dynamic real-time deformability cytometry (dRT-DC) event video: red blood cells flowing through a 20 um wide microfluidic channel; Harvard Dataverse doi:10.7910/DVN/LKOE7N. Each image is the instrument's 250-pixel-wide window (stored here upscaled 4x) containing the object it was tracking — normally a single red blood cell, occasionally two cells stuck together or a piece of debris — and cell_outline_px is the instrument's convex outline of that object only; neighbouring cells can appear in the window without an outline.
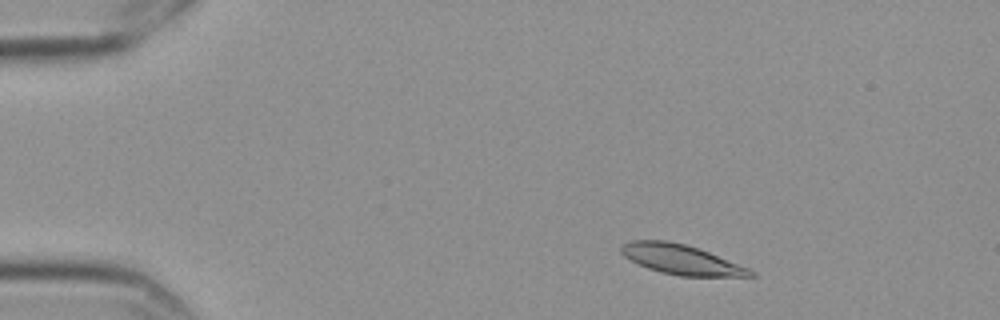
{"species": "Egyptian fruit bat (a non-hibernating species)", "species_latin": "Rousettus aegyptiacus", "temperature_condition": "cold", "stored_images_in_passage": 54, "camera_frame_rate_fps": 3000, "um_per_image_px": 0.085, "frame": {"image": 1, "passage_image": 6, "time_ms": 1.667, "image_size_px": [1000, 320], "cell_outline_px": [[756, 276], [680, 276], [660, 272], [648, 268], [624, 256], [620, 252], [620, 244], [628, 240], [668, 240], [684, 244], [708, 252], [748, 268], [756, 272]], "centroid_in_image_um": [57.85, 22.05], "position_along_channel_um": 27.2, "area_um2": 22.25}}
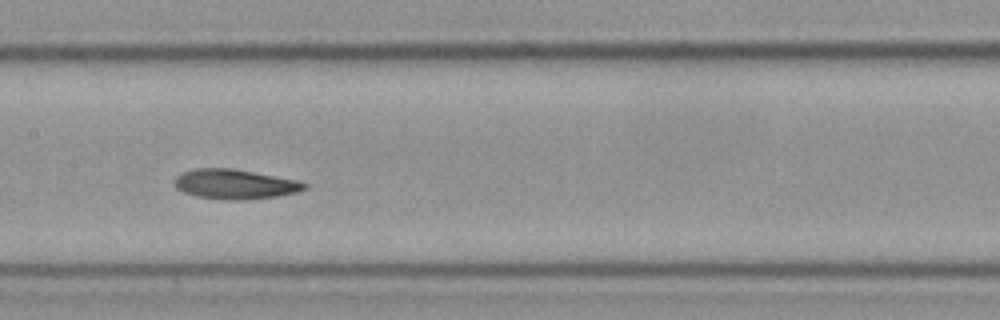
{"frame": {"image": 2, "passage_image": 26, "time_ms": 8.333, "image_size_px": [1000, 320], "cell_outline_px": [[308, 188], [296, 192], [280, 196], [244, 200], [228, 200], [196, 196], [184, 192], [176, 188], [172, 184], [172, 180], [180, 172], [196, 168], [232, 168], [300, 180], [308, 184]], "centroid_in_image_um": [19.96, 15.65], "position_along_channel_um": 187.4, "area_um2": 22.95}}
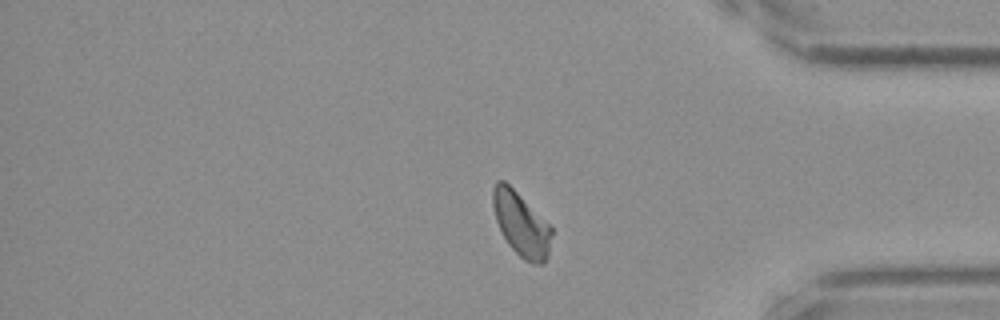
{"frame": {"image": 3, "passage_image": 45, "time_ms": 14.667, "image_size_px": [1000, 320], "cell_outline_px": [[552, 232], [548, 256], [544, 264], [532, 264], [524, 260], [508, 244], [496, 220], [492, 204], [492, 188], [496, 180], [504, 180], [552, 228]], "centroid_in_image_um": [44.28, 19.07], "position_along_channel_um": 390.9, "area_um2": 21.5}, "authors_computed_cell_mechanics": {"area_um2": 22.4264, "velocity_mm_per_s": 3.509, "shape_relaxation_time_tau1_ms": 8.2924, "shape_relaxation_time_tau2_ms": 3.8704, "deformation_change_tau1": 0.1666, "deformation_change_tau2": 0.0897}}